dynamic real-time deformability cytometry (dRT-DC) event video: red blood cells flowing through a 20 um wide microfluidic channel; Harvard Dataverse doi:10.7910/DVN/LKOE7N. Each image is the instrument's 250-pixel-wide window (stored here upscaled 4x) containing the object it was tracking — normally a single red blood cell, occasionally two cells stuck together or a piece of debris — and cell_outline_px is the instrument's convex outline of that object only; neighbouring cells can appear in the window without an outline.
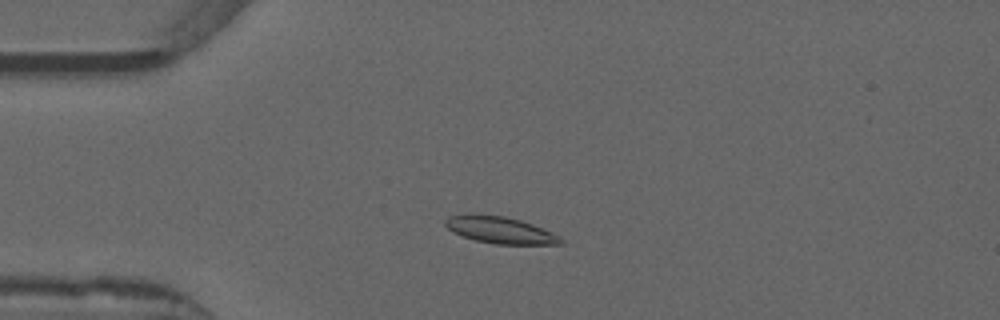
{"species": "common noctule bat (a hibernating species)", "species_latin": "Nyctalus noctula", "temperature_condition": "warm", "stored_images_in_passage": 44, "camera_frame_rate_fps": 3000, "um_per_image_px": 0.085, "animal": {"sex": "male", "forearm_length_mm": 52.5}, "frame": {"image": 1, "passage_image": 4, "time_ms": 1.0, "image_size_px": [1000, 320], "cell_outline_px": [[564, 244], [496, 244], [476, 240], [452, 232], [444, 224], [444, 220], [448, 216], [504, 216], [520, 220], [532, 224], [552, 232], [560, 236], [564, 240]], "centroid_in_image_um": [42.58, 19.59], "position_along_channel_um": 42.4, "area_um2": 17.46}}
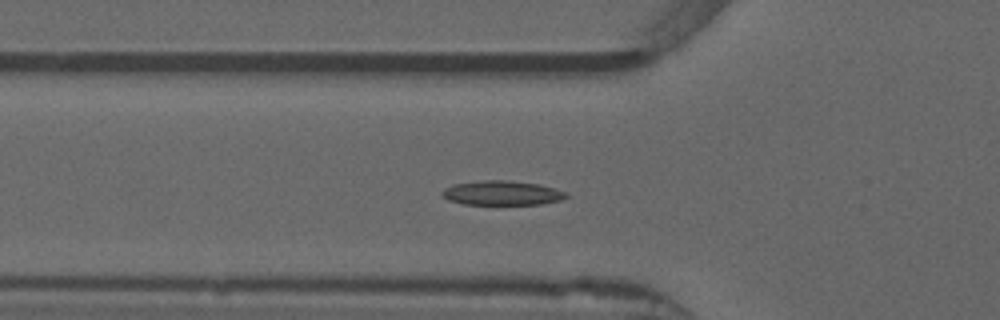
{"frame": {"image": 2, "passage_image": 9, "time_ms": 2.667, "image_size_px": [1000, 320], "cell_outline_px": [[568, 196], [560, 200], [540, 204], [464, 204], [448, 200], [440, 192], [444, 188], [452, 184], [480, 180], [508, 180], [540, 184], [556, 188], [568, 192]], "centroid_in_image_um": [42.68, 16.39], "position_along_channel_um": 83.1, "area_um2": 17.8}}
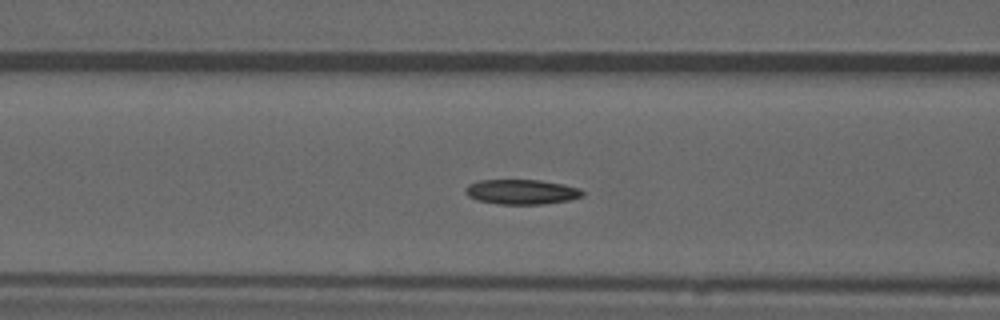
{"frame": {"image": 3, "passage_image": 12, "time_ms": 3.667, "image_size_px": [1000, 320], "cell_outline_px": [[584, 196], [568, 200], [544, 204], [500, 204], [476, 200], [468, 196], [464, 192], [464, 188], [468, 184], [480, 180], [540, 180], [564, 184], [580, 188], [584, 192]], "centroid_in_image_um": [44.33, 16.3], "position_along_channel_um": 122.3, "area_um2": 17.11}, "authors_computed_cell_mechanics": {"area_um2": 17.1377, "velocity_mm_per_s": 3.8704, "shape_relaxation_time_tau1_ms": 8.7126, "shape_relaxation_time_tau2_ms": 4.194, "deformation_change_tau1": 0.176, "deformation_change_tau2": 0.0631}}